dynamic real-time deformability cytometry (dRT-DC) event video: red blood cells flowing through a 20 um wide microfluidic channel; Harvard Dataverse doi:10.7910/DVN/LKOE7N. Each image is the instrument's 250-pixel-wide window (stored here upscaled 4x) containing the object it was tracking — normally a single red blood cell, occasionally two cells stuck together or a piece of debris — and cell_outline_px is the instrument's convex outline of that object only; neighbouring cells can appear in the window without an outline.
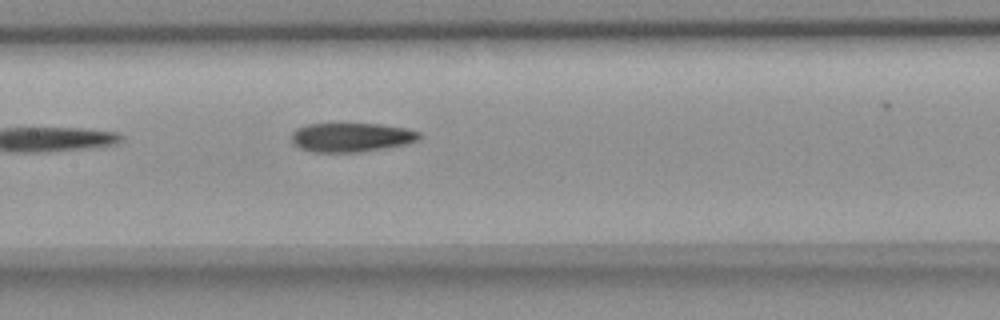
{"species": "common noctule bat (a hibernating species)", "species_latin": "Nyctalus noctula", "temperature_condition": "room temperature", "stored_images_in_passage": 6, "camera_frame_rate_fps": 3000, "um_per_image_px": 0.085, "animal": {"sex": "female", "body_mass_g": 18.4}, "frame": {"image": 1, "passage_image": 6, "time_ms": 6.0, "image_size_px": [1000, 320], "cell_outline_px": [[424, 136], [420, 140], [408, 144], [388, 148], [360, 152], [312, 152], [300, 148], [292, 140], [292, 132], [296, 128], [308, 124], [380, 124], [404, 128], [420, 132]], "centroid_in_image_um": [29.93, 11.68], "position_along_channel_um": 177.5, "area_um2": 21.85}}